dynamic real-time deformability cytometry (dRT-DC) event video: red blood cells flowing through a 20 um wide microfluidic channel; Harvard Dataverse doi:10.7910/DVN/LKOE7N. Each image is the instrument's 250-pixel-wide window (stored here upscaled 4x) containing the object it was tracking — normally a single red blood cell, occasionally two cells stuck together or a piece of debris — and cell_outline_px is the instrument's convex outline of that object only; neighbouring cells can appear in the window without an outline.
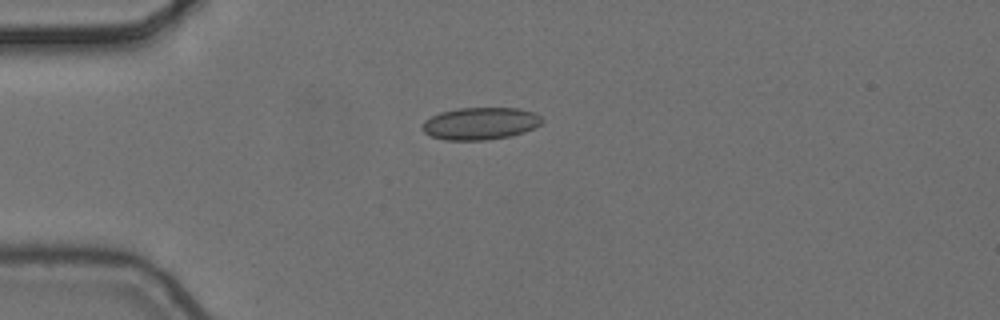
{"species": "common noctule bat (a hibernating species)", "species_latin": "Nyctalus noctula", "temperature_condition": "cold", "stored_images_in_passage": 7, "camera_frame_rate_fps": 3000, "um_per_image_px": 0.085, "animal": {"sex": "female", "body_mass_g": 24.6, "forearm_length_mm": 56.2}, "frame": {"image": 1, "passage_image": 1, "time_ms": 0.0, "image_size_px": [1000, 320], "cell_outline_px": [[544, 120], [540, 124], [524, 132], [512, 136], [484, 140], [444, 140], [432, 136], [424, 132], [420, 128], [424, 120], [440, 112], [456, 108], [520, 108], [536, 112]], "centroid_in_image_um": [40.82, 10.49], "position_along_channel_um": 44.2, "area_um2": 22.72}}
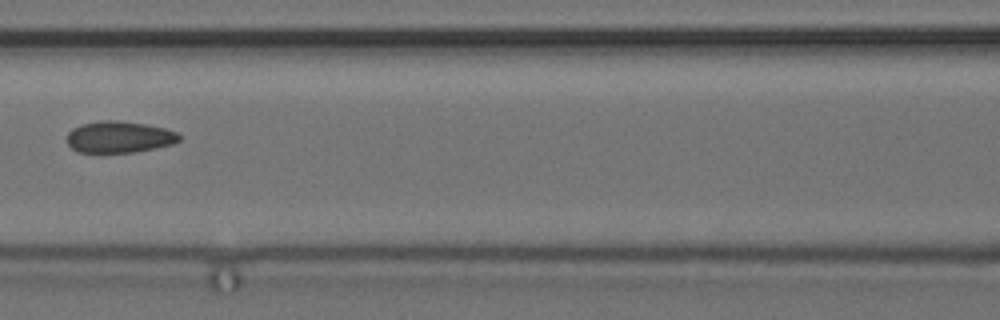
{"frame": {"image": 2, "passage_image": 4, "time_ms": 1.0, "image_size_px": [1000, 320], "cell_outline_px": [[180, 140], [172, 144], [156, 148], [132, 152], [100, 156], [76, 152], [68, 144], [68, 132], [72, 128], [84, 124], [104, 120], [116, 120], [144, 124], [164, 128], [176, 132], [180, 136]], "centroid_in_image_um": [10.08, 11.7], "position_along_channel_um": 156.5, "area_um2": 21.21}}
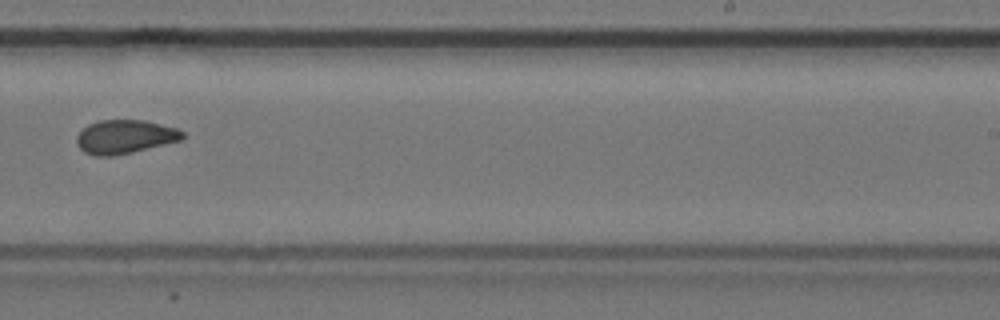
{"frame": {"image": 3, "passage_image": 7, "time_ms": 2.0, "image_size_px": [1000, 320], "cell_outline_px": [[184, 140], [132, 152], [112, 156], [96, 156], [84, 152], [76, 144], [76, 136], [88, 124], [100, 120], [144, 120], [176, 128], [184, 132]], "centroid_in_image_um": [10.62, 11.63], "position_along_channel_um": 278.4, "area_um2": 20.87}}